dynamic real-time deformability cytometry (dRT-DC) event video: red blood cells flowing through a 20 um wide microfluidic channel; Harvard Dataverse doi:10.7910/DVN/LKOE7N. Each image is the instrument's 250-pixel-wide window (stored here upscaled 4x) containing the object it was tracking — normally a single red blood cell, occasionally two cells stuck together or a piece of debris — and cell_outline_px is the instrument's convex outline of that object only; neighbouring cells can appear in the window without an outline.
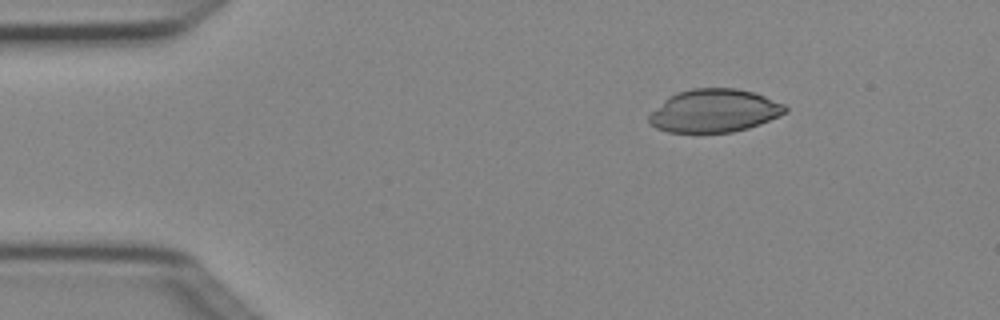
{"species": "Egyptian fruit bat (a non-hibernating species)", "species_latin": "Rousettus aegyptiacus", "temperature_condition": "cold", "stored_images_in_passage": 3, "camera_frame_rate_fps": 3000, "um_per_image_px": 0.085, "animal": {"sex": "female"}, "frame": {"image": 1, "passage_image": 1, "time_ms": 0.0, "image_size_px": [1000, 320], "cell_outline_px": [[788, 112], [760, 124], [748, 128], [732, 132], [668, 132], [656, 128], [648, 120], [648, 116], [668, 96], [676, 92], [692, 88], [736, 88], [752, 92], [764, 96], [784, 104], [788, 108]], "centroid_in_image_um": [60.72, 9.41], "position_along_channel_um": 24.3, "area_um2": 34.1}}